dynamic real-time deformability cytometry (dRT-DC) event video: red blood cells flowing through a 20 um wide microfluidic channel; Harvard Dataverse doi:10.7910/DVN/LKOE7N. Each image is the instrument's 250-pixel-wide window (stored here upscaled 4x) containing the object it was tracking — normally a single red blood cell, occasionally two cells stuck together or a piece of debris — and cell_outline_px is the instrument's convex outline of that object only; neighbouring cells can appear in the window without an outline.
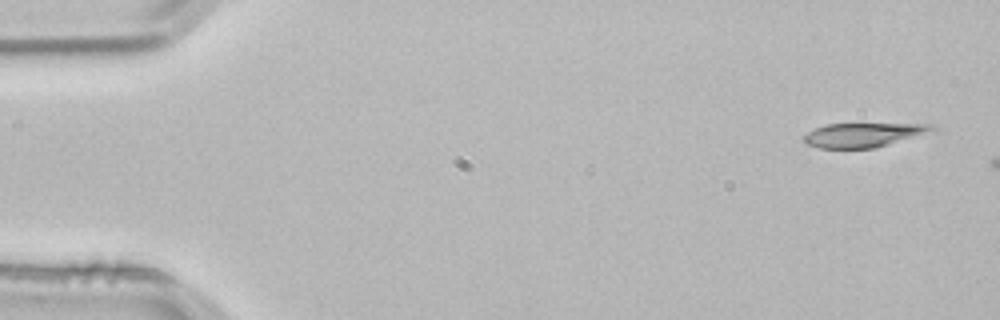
{"species": "common noctule bat (a hibernating species)", "species_latin": "Nyctalus noctula", "temperature_condition": "room temperature", "stored_images_in_passage": 8, "camera_frame_rate_fps": 3000, "um_per_image_px": 0.085, "animal": {"sex": "male", "body_mass_g": 21.5, "forearm_length_mm": 52.0}, "frame": {"image": 1, "passage_image": 1, "time_ms": 0.0, "image_size_px": [1000, 320], "cell_outline_px": [[940, 128], [936, 132], [876, 148], [820, 148], [804, 144], [804, 136], [808, 132], [824, 124], [936, 124]], "centroid_in_image_um": [73.52, 11.47], "position_along_channel_um": 11.5, "area_um2": 18.55}}